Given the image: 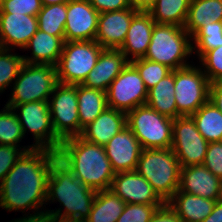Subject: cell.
I'll use <instances>...</instances> for the list:
<instances>
[{"mask_svg": "<svg viewBox=\"0 0 222 222\" xmlns=\"http://www.w3.org/2000/svg\"><path fill=\"white\" fill-rule=\"evenodd\" d=\"M57 158V152L47 149L25 152L0 182V207L24 215L31 209L29 215L45 213L48 177Z\"/></svg>", "mask_w": 222, "mask_h": 222, "instance_id": "cell-1", "label": "cell"}, {"mask_svg": "<svg viewBox=\"0 0 222 222\" xmlns=\"http://www.w3.org/2000/svg\"><path fill=\"white\" fill-rule=\"evenodd\" d=\"M57 155L85 186L96 191L111 188L115 172L104 146L90 143L81 136L71 137L61 142Z\"/></svg>", "mask_w": 222, "mask_h": 222, "instance_id": "cell-2", "label": "cell"}, {"mask_svg": "<svg viewBox=\"0 0 222 222\" xmlns=\"http://www.w3.org/2000/svg\"><path fill=\"white\" fill-rule=\"evenodd\" d=\"M96 193V190L85 186L82 179L57 158L48 177L46 205L59 202L61 207L56 210L45 209V213L85 221L91 212Z\"/></svg>", "mask_w": 222, "mask_h": 222, "instance_id": "cell-3", "label": "cell"}, {"mask_svg": "<svg viewBox=\"0 0 222 222\" xmlns=\"http://www.w3.org/2000/svg\"><path fill=\"white\" fill-rule=\"evenodd\" d=\"M192 54V39L184 27L155 23L143 58L176 70L190 65Z\"/></svg>", "mask_w": 222, "mask_h": 222, "instance_id": "cell-4", "label": "cell"}, {"mask_svg": "<svg viewBox=\"0 0 222 222\" xmlns=\"http://www.w3.org/2000/svg\"><path fill=\"white\" fill-rule=\"evenodd\" d=\"M180 164L171 148L143 149L136 171L168 202L180 185Z\"/></svg>", "mask_w": 222, "mask_h": 222, "instance_id": "cell-5", "label": "cell"}, {"mask_svg": "<svg viewBox=\"0 0 222 222\" xmlns=\"http://www.w3.org/2000/svg\"><path fill=\"white\" fill-rule=\"evenodd\" d=\"M57 84L56 66L24 63L5 105L48 101Z\"/></svg>", "mask_w": 222, "mask_h": 222, "instance_id": "cell-6", "label": "cell"}, {"mask_svg": "<svg viewBox=\"0 0 222 222\" xmlns=\"http://www.w3.org/2000/svg\"><path fill=\"white\" fill-rule=\"evenodd\" d=\"M174 120L144 104L126 113V123L143 149H167L172 145Z\"/></svg>", "mask_w": 222, "mask_h": 222, "instance_id": "cell-7", "label": "cell"}, {"mask_svg": "<svg viewBox=\"0 0 222 222\" xmlns=\"http://www.w3.org/2000/svg\"><path fill=\"white\" fill-rule=\"evenodd\" d=\"M103 49L95 40L65 42L56 65L58 83L83 84Z\"/></svg>", "mask_w": 222, "mask_h": 222, "instance_id": "cell-8", "label": "cell"}, {"mask_svg": "<svg viewBox=\"0 0 222 222\" xmlns=\"http://www.w3.org/2000/svg\"><path fill=\"white\" fill-rule=\"evenodd\" d=\"M6 106L12 108L16 113L22 125L24 137L26 133H32L34 141L31 145L34 149L58 151L62 141L54 132L48 101Z\"/></svg>", "mask_w": 222, "mask_h": 222, "instance_id": "cell-9", "label": "cell"}, {"mask_svg": "<svg viewBox=\"0 0 222 222\" xmlns=\"http://www.w3.org/2000/svg\"><path fill=\"white\" fill-rule=\"evenodd\" d=\"M210 81L200 65L190 64L175 70L177 117L191 116L209 101Z\"/></svg>", "mask_w": 222, "mask_h": 222, "instance_id": "cell-10", "label": "cell"}, {"mask_svg": "<svg viewBox=\"0 0 222 222\" xmlns=\"http://www.w3.org/2000/svg\"><path fill=\"white\" fill-rule=\"evenodd\" d=\"M52 125L61 140L81 136L78 115L77 85L58 83L48 100Z\"/></svg>", "mask_w": 222, "mask_h": 222, "instance_id": "cell-11", "label": "cell"}, {"mask_svg": "<svg viewBox=\"0 0 222 222\" xmlns=\"http://www.w3.org/2000/svg\"><path fill=\"white\" fill-rule=\"evenodd\" d=\"M209 142L198 131L191 116L174 119L171 149L180 167L203 165Z\"/></svg>", "mask_w": 222, "mask_h": 222, "instance_id": "cell-12", "label": "cell"}, {"mask_svg": "<svg viewBox=\"0 0 222 222\" xmlns=\"http://www.w3.org/2000/svg\"><path fill=\"white\" fill-rule=\"evenodd\" d=\"M106 94L108 107L125 113L146 104L148 98V90L131 62L112 81Z\"/></svg>", "mask_w": 222, "mask_h": 222, "instance_id": "cell-13", "label": "cell"}, {"mask_svg": "<svg viewBox=\"0 0 222 222\" xmlns=\"http://www.w3.org/2000/svg\"><path fill=\"white\" fill-rule=\"evenodd\" d=\"M99 12L89 0H70L67 3L64 41H91L97 33Z\"/></svg>", "mask_w": 222, "mask_h": 222, "instance_id": "cell-14", "label": "cell"}, {"mask_svg": "<svg viewBox=\"0 0 222 222\" xmlns=\"http://www.w3.org/2000/svg\"><path fill=\"white\" fill-rule=\"evenodd\" d=\"M104 148L115 174L136 171L143 148L128 126L114 135Z\"/></svg>", "mask_w": 222, "mask_h": 222, "instance_id": "cell-15", "label": "cell"}, {"mask_svg": "<svg viewBox=\"0 0 222 222\" xmlns=\"http://www.w3.org/2000/svg\"><path fill=\"white\" fill-rule=\"evenodd\" d=\"M138 12L131 7L99 13L95 41L104 49H120L126 40L132 18Z\"/></svg>", "mask_w": 222, "mask_h": 222, "instance_id": "cell-16", "label": "cell"}, {"mask_svg": "<svg viewBox=\"0 0 222 222\" xmlns=\"http://www.w3.org/2000/svg\"><path fill=\"white\" fill-rule=\"evenodd\" d=\"M110 190L126 204H164L151 184L137 171L116 173Z\"/></svg>", "mask_w": 222, "mask_h": 222, "instance_id": "cell-17", "label": "cell"}, {"mask_svg": "<svg viewBox=\"0 0 222 222\" xmlns=\"http://www.w3.org/2000/svg\"><path fill=\"white\" fill-rule=\"evenodd\" d=\"M37 30V16L0 13V48L24 49Z\"/></svg>", "mask_w": 222, "mask_h": 222, "instance_id": "cell-18", "label": "cell"}, {"mask_svg": "<svg viewBox=\"0 0 222 222\" xmlns=\"http://www.w3.org/2000/svg\"><path fill=\"white\" fill-rule=\"evenodd\" d=\"M176 192H186L218 201L222 199V180L204 165L181 167L180 185Z\"/></svg>", "mask_w": 222, "mask_h": 222, "instance_id": "cell-19", "label": "cell"}, {"mask_svg": "<svg viewBox=\"0 0 222 222\" xmlns=\"http://www.w3.org/2000/svg\"><path fill=\"white\" fill-rule=\"evenodd\" d=\"M128 63L129 61L119 49H103L94 69L82 85L107 92L112 81Z\"/></svg>", "mask_w": 222, "mask_h": 222, "instance_id": "cell-20", "label": "cell"}, {"mask_svg": "<svg viewBox=\"0 0 222 222\" xmlns=\"http://www.w3.org/2000/svg\"><path fill=\"white\" fill-rule=\"evenodd\" d=\"M154 25L155 21L148 12L139 11L132 18L126 40L119 49L129 62L145 56Z\"/></svg>", "mask_w": 222, "mask_h": 222, "instance_id": "cell-21", "label": "cell"}, {"mask_svg": "<svg viewBox=\"0 0 222 222\" xmlns=\"http://www.w3.org/2000/svg\"><path fill=\"white\" fill-rule=\"evenodd\" d=\"M126 126V113L107 107L83 129L81 137L90 143L105 146L114 135Z\"/></svg>", "mask_w": 222, "mask_h": 222, "instance_id": "cell-22", "label": "cell"}, {"mask_svg": "<svg viewBox=\"0 0 222 222\" xmlns=\"http://www.w3.org/2000/svg\"><path fill=\"white\" fill-rule=\"evenodd\" d=\"M65 41L61 37L52 36L37 30L24 47L31 55H23L24 63L56 66L63 51Z\"/></svg>", "mask_w": 222, "mask_h": 222, "instance_id": "cell-23", "label": "cell"}, {"mask_svg": "<svg viewBox=\"0 0 222 222\" xmlns=\"http://www.w3.org/2000/svg\"><path fill=\"white\" fill-rule=\"evenodd\" d=\"M167 203L183 222H202L213 211L216 201L186 192H175Z\"/></svg>", "mask_w": 222, "mask_h": 222, "instance_id": "cell-24", "label": "cell"}, {"mask_svg": "<svg viewBox=\"0 0 222 222\" xmlns=\"http://www.w3.org/2000/svg\"><path fill=\"white\" fill-rule=\"evenodd\" d=\"M175 70L160 80L156 86L148 90L146 104L159 114L171 119L177 118L175 100Z\"/></svg>", "mask_w": 222, "mask_h": 222, "instance_id": "cell-25", "label": "cell"}, {"mask_svg": "<svg viewBox=\"0 0 222 222\" xmlns=\"http://www.w3.org/2000/svg\"><path fill=\"white\" fill-rule=\"evenodd\" d=\"M78 115L83 130L92 123L107 107L105 91L77 85Z\"/></svg>", "mask_w": 222, "mask_h": 222, "instance_id": "cell-26", "label": "cell"}, {"mask_svg": "<svg viewBox=\"0 0 222 222\" xmlns=\"http://www.w3.org/2000/svg\"><path fill=\"white\" fill-rule=\"evenodd\" d=\"M222 21V0H191L185 30L192 36L201 26Z\"/></svg>", "mask_w": 222, "mask_h": 222, "instance_id": "cell-27", "label": "cell"}, {"mask_svg": "<svg viewBox=\"0 0 222 222\" xmlns=\"http://www.w3.org/2000/svg\"><path fill=\"white\" fill-rule=\"evenodd\" d=\"M125 202L112 190L97 191L88 218L84 222H117Z\"/></svg>", "mask_w": 222, "mask_h": 222, "instance_id": "cell-28", "label": "cell"}, {"mask_svg": "<svg viewBox=\"0 0 222 222\" xmlns=\"http://www.w3.org/2000/svg\"><path fill=\"white\" fill-rule=\"evenodd\" d=\"M191 117L207 142H222V113L210 100Z\"/></svg>", "mask_w": 222, "mask_h": 222, "instance_id": "cell-29", "label": "cell"}, {"mask_svg": "<svg viewBox=\"0 0 222 222\" xmlns=\"http://www.w3.org/2000/svg\"><path fill=\"white\" fill-rule=\"evenodd\" d=\"M191 0H157L148 10L156 24L184 27Z\"/></svg>", "mask_w": 222, "mask_h": 222, "instance_id": "cell-30", "label": "cell"}, {"mask_svg": "<svg viewBox=\"0 0 222 222\" xmlns=\"http://www.w3.org/2000/svg\"><path fill=\"white\" fill-rule=\"evenodd\" d=\"M67 3L42 6L38 12V29L64 40Z\"/></svg>", "mask_w": 222, "mask_h": 222, "instance_id": "cell-31", "label": "cell"}, {"mask_svg": "<svg viewBox=\"0 0 222 222\" xmlns=\"http://www.w3.org/2000/svg\"><path fill=\"white\" fill-rule=\"evenodd\" d=\"M191 39L193 55L196 54L199 60L207 51L222 45V21L201 26Z\"/></svg>", "mask_w": 222, "mask_h": 222, "instance_id": "cell-32", "label": "cell"}, {"mask_svg": "<svg viewBox=\"0 0 222 222\" xmlns=\"http://www.w3.org/2000/svg\"><path fill=\"white\" fill-rule=\"evenodd\" d=\"M24 138L22 125L20 124L14 110L4 106L0 110V145H11L20 147Z\"/></svg>", "mask_w": 222, "mask_h": 222, "instance_id": "cell-33", "label": "cell"}, {"mask_svg": "<svg viewBox=\"0 0 222 222\" xmlns=\"http://www.w3.org/2000/svg\"><path fill=\"white\" fill-rule=\"evenodd\" d=\"M14 52V50L0 48V94L4 93L9 86L11 88L24 64L23 55Z\"/></svg>", "mask_w": 222, "mask_h": 222, "instance_id": "cell-34", "label": "cell"}, {"mask_svg": "<svg viewBox=\"0 0 222 222\" xmlns=\"http://www.w3.org/2000/svg\"><path fill=\"white\" fill-rule=\"evenodd\" d=\"M131 63L138 70L147 90L156 86L160 80L173 71L161 63L147 60L145 58L132 60Z\"/></svg>", "mask_w": 222, "mask_h": 222, "instance_id": "cell-35", "label": "cell"}, {"mask_svg": "<svg viewBox=\"0 0 222 222\" xmlns=\"http://www.w3.org/2000/svg\"><path fill=\"white\" fill-rule=\"evenodd\" d=\"M198 63L210 83L222 81V45L207 51Z\"/></svg>", "mask_w": 222, "mask_h": 222, "instance_id": "cell-36", "label": "cell"}, {"mask_svg": "<svg viewBox=\"0 0 222 222\" xmlns=\"http://www.w3.org/2000/svg\"><path fill=\"white\" fill-rule=\"evenodd\" d=\"M163 204H125L117 222H149L156 209Z\"/></svg>", "mask_w": 222, "mask_h": 222, "instance_id": "cell-37", "label": "cell"}, {"mask_svg": "<svg viewBox=\"0 0 222 222\" xmlns=\"http://www.w3.org/2000/svg\"><path fill=\"white\" fill-rule=\"evenodd\" d=\"M32 149L34 148L31 144L22 147L0 145V182L5 178L6 174L13 168L20 157L25 152Z\"/></svg>", "mask_w": 222, "mask_h": 222, "instance_id": "cell-38", "label": "cell"}, {"mask_svg": "<svg viewBox=\"0 0 222 222\" xmlns=\"http://www.w3.org/2000/svg\"><path fill=\"white\" fill-rule=\"evenodd\" d=\"M42 6L41 0H2L0 13L37 16Z\"/></svg>", "mask_w": 222, "mask_h": 222, "instance_id": "cell-39", "label": "cell"}, {"mask_svg": "<svg viewBox=\"0 0 222 222\" xmlns=\"http://www.w3.org/2000/svg\"><path fill=\"white\" fill-rule=\"evenodd\" d=\"M203 165L222 180V142H210Z\"/></svg>", "mask_w": 222, "mask_h": 222, "instance_id": "cell-40", "label": "cell"}, {"mask_svg": "<svg viewBox=\"0 0 222 222\" xmlns=\"http://www.w3.org/2000/svg\"><path fill=\"white\" fill-rule=\"evenodd\" d=\"M99 13L118 11L131 8L130 0H89Z\"/></svg>", "mask_w": 222, "mask_h": 222, "instance_id": "cell-41", "label": "cell"}, {"mask_svg": "<svg viewBox=\"0 0 222 222\" xmlns=\"http://www.w3.org/2000/svg\"><path fill=\"white\" fill-rule=\"evenodd\" d=\"M149 222H183V220L170 204L165 202L162 206L156 209Z\"/></svg>", "mask_w": 222, "mask_h": 222, "instance_id": "cell-42", "label": "cell"}, {"mask_svg": "<svg viewBox=\"0 0 222 222\" xmlns=\"http://www.w3.org/2000/svg\"><path fill=\"white\" fill-rule=\"evenodd\" d=\"M209 100L219 109L222 113V81L210 84Z\"/></svg>", "mask_w": 222, "mask_h": 222, "instance_id": "cell-43", "label": "cell"}, {"mask_svg": "<svg viewBox=\"0 0 222 222\" xmlns=\"http://www.w3.org/2000/svg\"><path fill=\"white\" fill-rule=\"evenodd\" d=\"M202 222H222V199L216 201L213 211Z\"/></svg>", "mask_w": 222, "mask_h": 222, "instance_id": "cell-44", "label": "cell"}, {"mask_svg": "<svg viewBox=\"0 0 222 222\" xmlns=\"http://www.w3.org/2000/svg\"><path fill=\"white\" fill-rule=\"evenodd\" d=\"M8 222H48V214L23 215L20 218L12 219Z\"/></svg>", "mask_w": 222, "mask_h": 222, "instance_id": "cell-45", "label": "cell"}, {"mask_svg": "<svg viewBox=\"0 0 222 222\" xmlns=\"http://www.w3.org/2000/svg\"><path fill=\"white\" fill-rule=\"evenodd\" d=\"M157 0H130L132 8L137 11L148 12Z\"/></svg>", "mask_w": 222, "mask_h": 222, "instance_id": "cell-46", "label": "cell"}, {"mask_svg": "<svg viewBox=\"0 0 222 222\" xmlns=\"http://www.w3.org/2000/svg\"><path fill=\"white\" fill-rule=\"evenodd\" d=\"M48 222H84V221L74 218H59V217H54L52 215H48Z\"/></svg>", "mask_w": 222, "mask_h": 222, "instance_id": "cell-47", "label": "cell"}, {"mask_svg": "<svg viewBox=\"0 0 222 222\" xmlns=\"http://www.w3.org/2000/svg\"><path fill=\"white\" fill-rule=\"evenodd\" d=\"M70 0H41L42 5H54V4H64L68 3Z\"/></svg>", "mask_w": 222, "mask_h": 222, "instance_id": "cell-48", "label": "cell"}]
</instances>
